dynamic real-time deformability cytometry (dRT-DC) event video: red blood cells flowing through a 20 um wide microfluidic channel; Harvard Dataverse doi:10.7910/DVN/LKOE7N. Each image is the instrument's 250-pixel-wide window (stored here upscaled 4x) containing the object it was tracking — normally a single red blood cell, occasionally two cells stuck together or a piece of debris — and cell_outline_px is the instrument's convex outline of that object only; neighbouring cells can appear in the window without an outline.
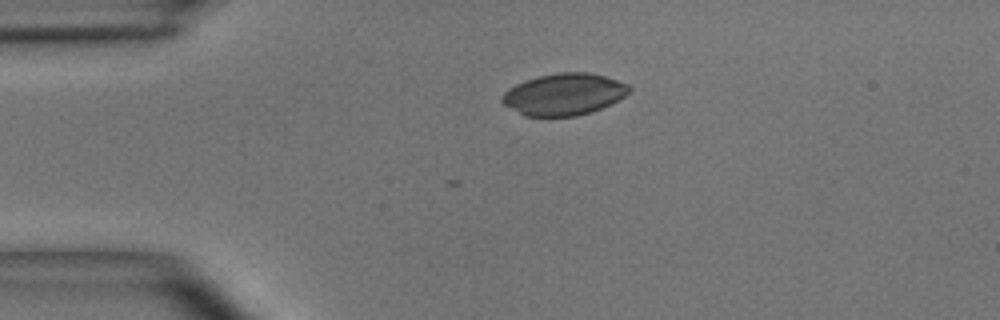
{"species": "common noctule bat (a hibernating species)", "species_latin": "Nyctalus noctula", "temperature_condition": "room temperature", "stored_images_in_passage": 5, "camera_frame_rate_fps": 3000, "um_per_image_px": 0.085, "animal": {"sex": "male", "body_mass_g": 15.6}, "frame": {"image": 1, "passage_image": 1, "time_ms": 0.0, "image_size_px": [1000, 320], "cell_outline_px": [[632, 88], [624, 96], [592, 112], [576, 116], [524, 116], [504, 104], [500, 100], [500, 96], [508, 88], [524, 80], [536, 76], [556, 72], [588, 72], [604, 76], [628, 84]], "centroid_in_image_um": [47.89, 8.0], "position_along_channel_um": 37.1, "area_um2": 30.92}}
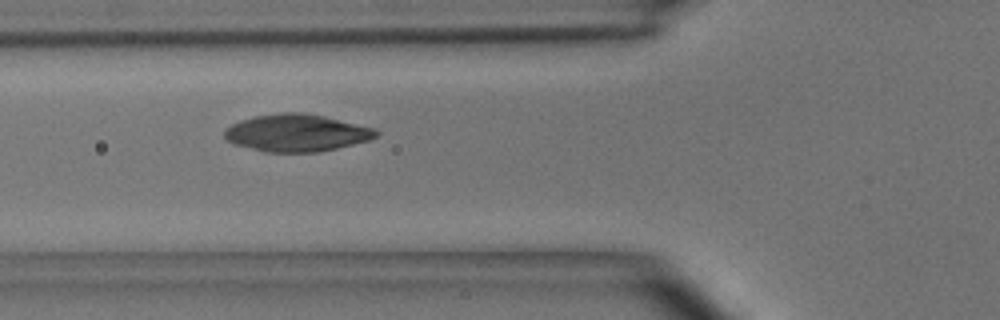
{"frame": {"image": 2, "passage_image": 3, "time_ms": 0.667, "image_size_px": [1000, 320], "cell_outline_px": [[380, 136], [368, 140], [320, 152], [264, 152], [232, 144], [224, 136], [224, 128], [240, 120], [252, 116], [280, 112], [304, 112], [324, 116], [376, 128], [380, 132]], "centroid_in_image_um": [25.2, 11.29], "position_along_channel_um": 100.6, "area_um2": 33.29}}